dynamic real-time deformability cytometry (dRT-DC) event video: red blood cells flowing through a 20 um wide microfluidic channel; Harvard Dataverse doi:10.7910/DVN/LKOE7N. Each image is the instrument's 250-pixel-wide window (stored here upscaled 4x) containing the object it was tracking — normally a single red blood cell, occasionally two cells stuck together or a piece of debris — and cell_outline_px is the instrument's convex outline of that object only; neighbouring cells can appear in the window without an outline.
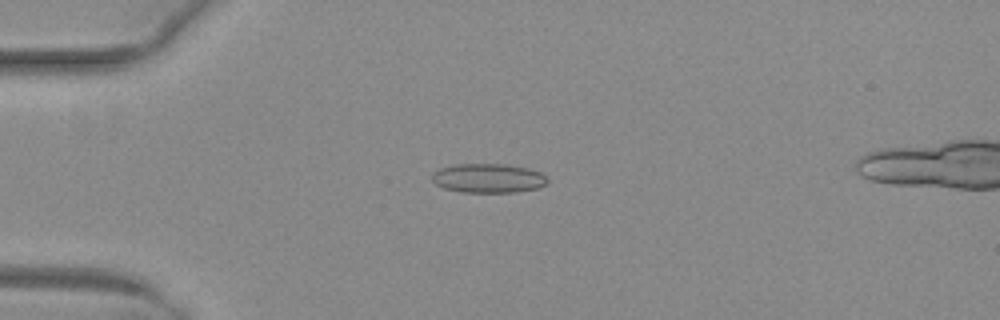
{"species": "common noctule bat (a hibernating species)", "species_latin": "Nyctalus noctula", "temperature_condition": "warm", "stored_images_in_passage": 53, "camera_frame_rate_fps": 3000, "um_per_image_px": 0.085, "animal": {"sex": "female", "body_mass_g": 29.2, "forearm_length_mm": 56.3}, "frame": {"image": 1, "passage_image": 14, "time_ms": 4.333, "image_size_px": [1000, 320], "cell_outline_px": [[548, 180], [544, 184], [536, 188], [516, 192], [460, 192], [444, 188], [436, 184], [432, 180], [432, 172], [440, 168], [452, 164], [504, 164], [528, 168], [540, 172], [548, 176]], "centroid_in_image_um": [41.48, 15.14], "position_along_channel_um": 43.5, "area_um2": 19.71}}
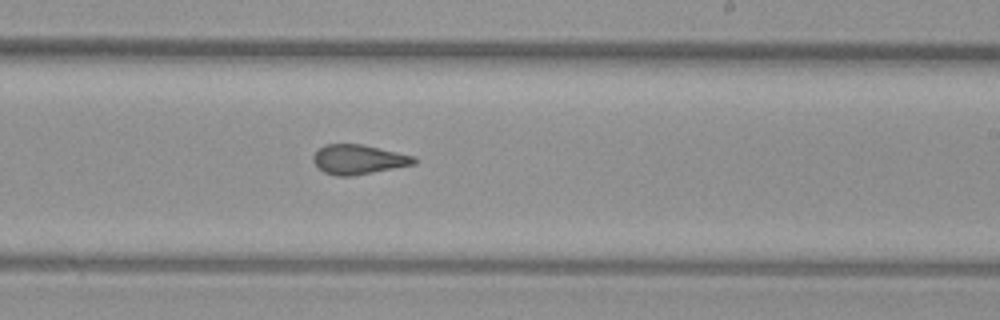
{"frame": {"image": 2, "passage_image": 32, "time_ms": 10.333, "image_size_px": [1000, 320], "cell_outline_px": [[416, 164], [352, 176], [336, 176], [324, 172], [312, 160], [312, 156], [324, 144], [360, 144], [416, 156]], "centroid_in_image_um": [30.48, 13.55], "position_along_channel_um": 258.5, "area_um2": 17.28}}
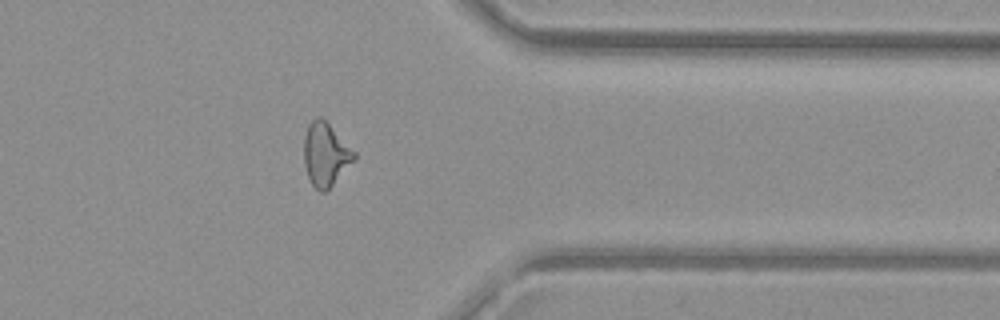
{"frame": {"image": 3, "passage_image": 42, "time_ms": 13.667, "image_size_px": [1000, 320], "cell_outline_px": [[356, 160], [324, 192], [320, 192], [312, 184], [308, 176], [304, 164], [304, 136], [308, 124], [316, 116], [320, 116], [356, 152]], "centroid_in_image_um": [27.67, 13.11], "position_along_channel_um": 383.7, "area_um2": 18.32}}